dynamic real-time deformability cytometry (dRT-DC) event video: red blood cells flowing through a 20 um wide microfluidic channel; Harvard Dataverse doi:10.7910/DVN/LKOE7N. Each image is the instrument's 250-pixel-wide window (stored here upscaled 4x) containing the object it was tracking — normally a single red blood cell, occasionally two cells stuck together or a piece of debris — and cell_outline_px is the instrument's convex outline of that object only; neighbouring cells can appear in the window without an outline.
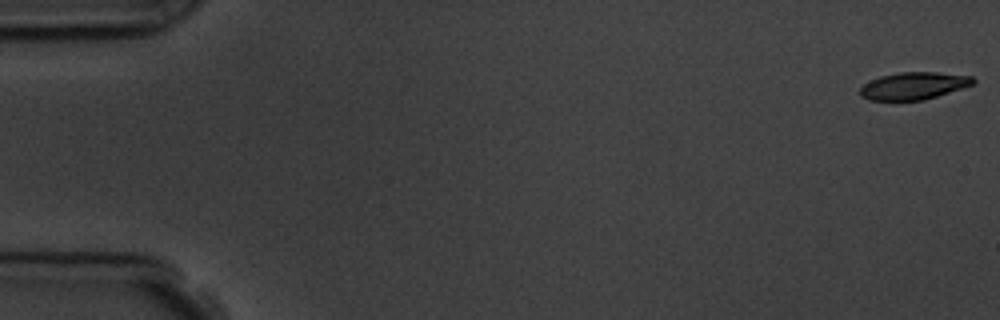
{"species": "common noctule bat (a hibernating species)", "species_latin": "Nyctalus noctula", "temperature_condition": "room temperature", "stored_images_in_passage": 7, "camera_frame_rate_fps": 3000, "um_per_image_px": 0.085, "animal": {"sex": "male", "body_mass_g": 19.5, "forearm_length_mm": 54.6}, "frame": {"image": 1, "passage_image": 1, "time_ms": 0.0, "image_size_px": [1000, 320], "cell_outline_px": [[976, 80], [972, 84], [924, 100], [868, 100], [860, 96], [860, 88], [864, 84], [880, 76], [900, 72], [936, 72], [972, 76]], "centroid_in_image_um": [77.63, 7.29], "position_along_channel_um": 7.4, "area_um2": 17.74}}
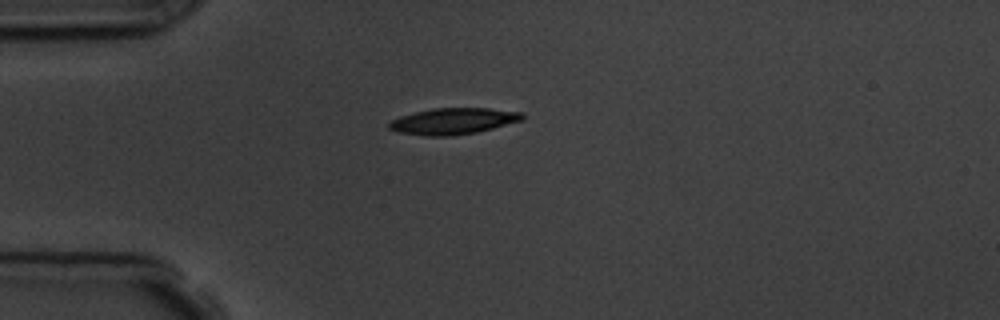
{"frame": {"image": 2, "passage_image": 5, "time_ms": 4.667, "image_size_px": [1000, 320], "cell_outline_px": [[524, 116], [520, 120], [492, 128], [476, 132], [452, 136], [424, 136], [396, 132], [388, 128], [388, 124], [392, 120], [400, 116], [432, 108], [488, 108], [524, 112]], "centroid_in_image_um": [38.48, 10.3], "position_along_channel_um": 46.5, "area_um2": 20.35}}